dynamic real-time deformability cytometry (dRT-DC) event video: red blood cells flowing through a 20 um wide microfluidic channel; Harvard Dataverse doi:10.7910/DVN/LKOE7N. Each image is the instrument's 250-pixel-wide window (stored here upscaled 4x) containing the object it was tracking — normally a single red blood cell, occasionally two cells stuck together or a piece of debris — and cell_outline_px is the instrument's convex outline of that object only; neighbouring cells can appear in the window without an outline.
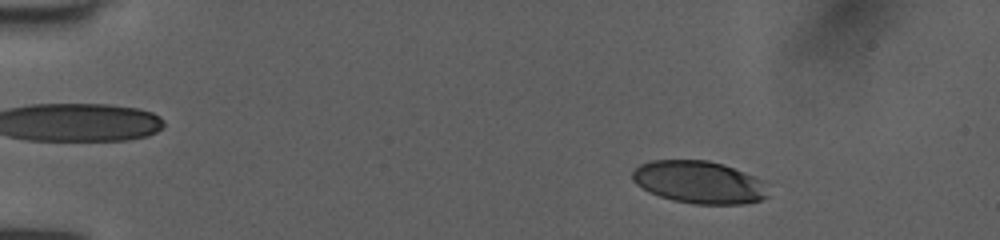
{"species": "human", "species_latin": "Homo sapiens", "temperature_condition": "room temperature", "stored_images_in_passage": 52, "camera_frame_rate_fps": 3000, "um_per_image_px": 0.085, "donor": {"sex": "female"}, "frame": {"image": 1, "passage_image": 8, "time_ms": 2.333, "image_size_px": [1000, 240], "cell_outline_px": [[772, 196], [760, 200], [744, 204], [692, 204], [672, 200], [660, 196], [636, 184], [632, 180], [632, 172], [640, 164], [652, 160], [708, 160], [724, 164], [756, 176], [764, 180]], "centroid_in_image_um": [59.5, 15.49], "position_along_channel_um": 25.5, "area_um2": 34.04}}
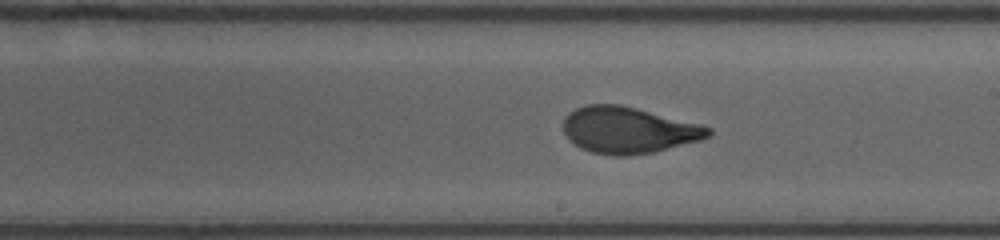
{"frame": {"image": 2, "passage_image": 31, "time_ms": 10.0, "image_size_px": [1000, 240], "cell_outline_px": [[712, 136], [700, 140], [652, 152], [628, 156], [616, 156], [592, 152], [580, 148], [568, 140], [564, 132], [564, 116], [568, 112], [576, 108], [588, 104], [620, 104], [704, 124], [712, 128]], "centroid_in_image_um": [53.43, 11.05], "position_along_channel_um": 235.6, "area_um2": 39.59}}
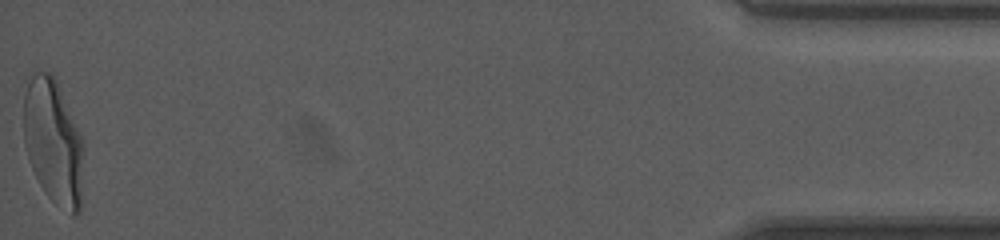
{"frame": {"image": 3, "passage_image": 52, "time_ms": 17.0, "image_size_px": [1000, 240], "cell_outline_px": [[84, 148], [80, 212], [76, 216], [72, 216], [56, 204], [48, 196], [40, 184], [28, 160], [24, 144], [24, 92], [32, 72], [48, 72], [56, 80], [60, 88], [84, 144]], "centroid_in_image_um": [4.53, 12.09], "position_along_channel_um": 430.7, "area_um2": 43.75}, "authors_computed_cell_mechanics": {"area_um2": 38.7838, "velocity_mm_per_s": 4.0199, "shape_relaxation_time_tau1_ms": 6.1455, "shape_relaxation_time_tau2_ms": null, "deformation_change_tau1": 0.2547, "deformation_change_tau2": null}}